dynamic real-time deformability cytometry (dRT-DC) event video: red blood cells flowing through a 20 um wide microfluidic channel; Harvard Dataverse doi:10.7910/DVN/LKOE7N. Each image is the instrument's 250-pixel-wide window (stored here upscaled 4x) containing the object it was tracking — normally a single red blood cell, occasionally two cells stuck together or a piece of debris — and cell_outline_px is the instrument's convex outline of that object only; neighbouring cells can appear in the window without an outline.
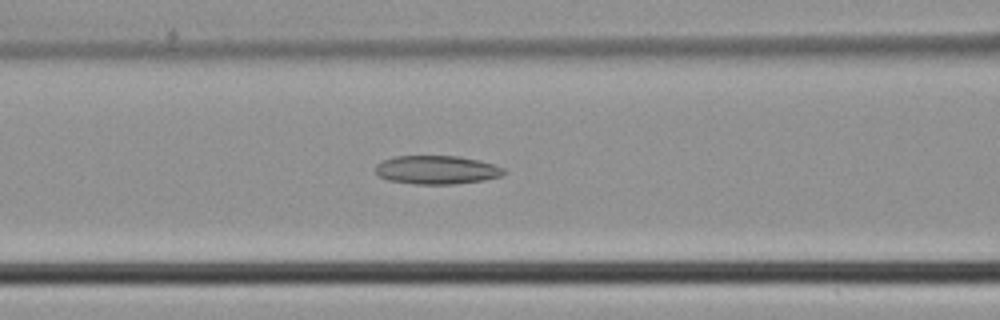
{"species": "common noctule bat (a hibernating species)", "species_latin": "Nyctalus noctula", "temperature_condition": "cold", "stored_images_in_passage": 41, "camera_frame_rate_fps": 3000, "um_per_image_px": 0.085, "animal": {"sex": "male", "body_mass_g": 21.5, "forearm_length_mm": 52.0}, "frame": {"image": 1, "passage_image": 18, "time_ms": 5.667, "image_size_px": [1000, 320], "cell_outline_px": [[504, 172], [500, 176], [484, 180], [452, 184], [416, 184], [388, 180], [380, 176], [376, 172], [376, 164], [384, 160], [396, 156], [460, 156], [480, 160], [504, 168]], "centroid_in_image_um": [37.12, 14.43], "position_along_channel_um": 129.5, "area_um2": 21.21}}
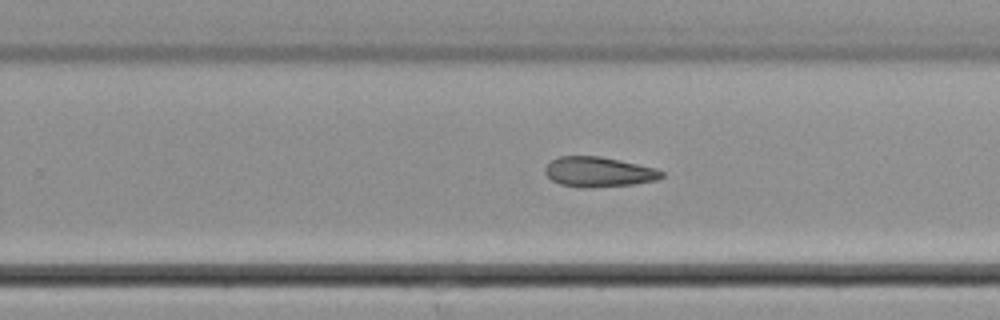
{"frame": {"image": 2, "passage_image": 28, "time_ms": 9.0, "image_size_px": [1000, 320], "cell_outline_px": [[664, 176], [656, 180], [636, 184], [584, 188], [576, 188], [560, 184], [552, 180], [544, 172], [544, 168], [552, 160], [560, 156], [600, 156], [620, 160], [652, 168], [664, 172]], "centroid_in_image_um": [50.85, 14.62], "position_along_channel_um": 278.9, "area_um2": 20.35}}
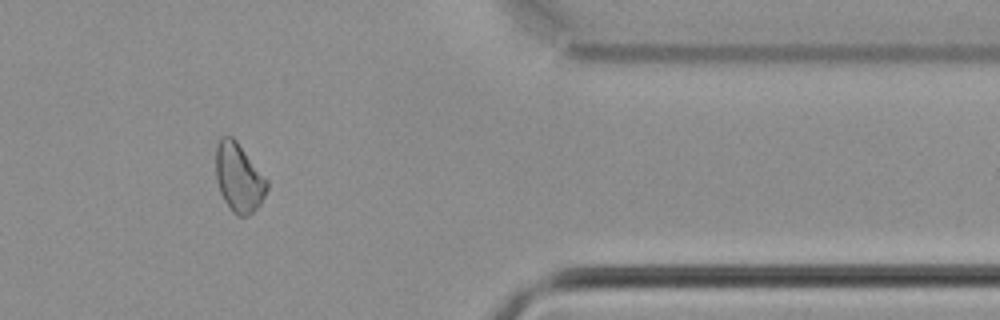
{"frame": {"image": 3, "passage_image": 37, "time_ms": 12.0, "image_size_px": [1000, 320], "cell_outline_px": [[268, 188], [260, 204], [248, 216], [236, 216], [232, 212], [224, 200], [220, 192], [216, 180], [216, 148], [220, 136], [232, 136], [236, 140], [268, 180]], "centroid_in_image_um": [20.29, 15.1], "position_along_channel_um": 391.1, "area_um2": 20.52}}